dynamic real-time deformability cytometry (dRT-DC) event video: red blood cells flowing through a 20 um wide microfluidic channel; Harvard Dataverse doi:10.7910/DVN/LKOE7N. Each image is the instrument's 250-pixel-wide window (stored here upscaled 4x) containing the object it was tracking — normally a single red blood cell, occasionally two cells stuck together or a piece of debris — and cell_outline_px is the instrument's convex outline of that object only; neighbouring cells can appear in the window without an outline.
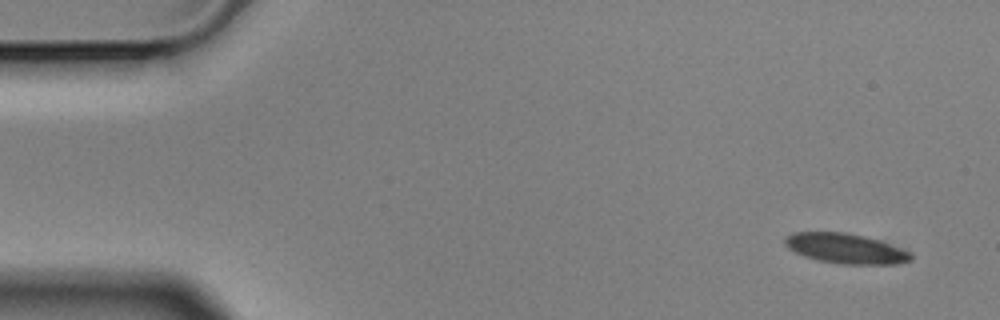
{"species": "Egyptian fruit bat (a non-hibernating species)", "species_latin": "Rousettus aegyptiacus", "temperature_condition": "cold", "stored_images_in_passage": 5, "camera_frame_rate_fps": 3000, "um_per_image_px": 0.085, "animal": {"sex": "male"}, "frame": {"image": 1, "passage_image": 1, "time_ms": 0.0, "image_size_px": [1000, 320], "cell_outline_px": [[912, 260], [896, 264], [840, 264], [816, 260], [804, 256], [788, 248], [784, 244], [784, 240], [792, 232], [844, 232], [864, 236], [900, 248], [908, 252], [912, 256]], "centroid_in_image_um": [71.83, 21.13], "position_along_channel_um": 13.2, "area_um2": 21.79}}
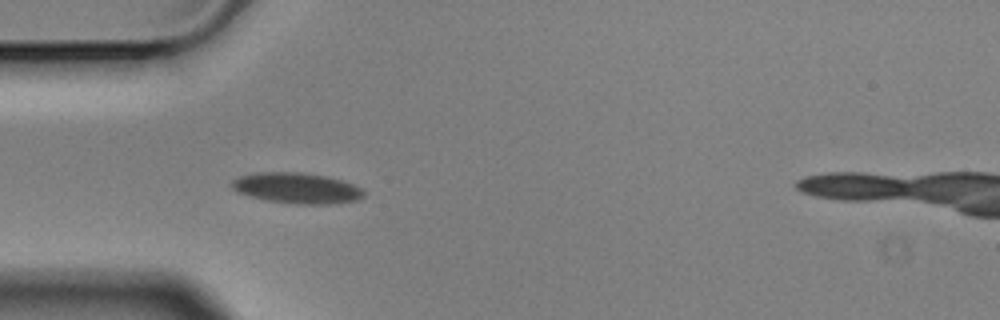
{"frame": {"image": 2, "passage_image": 4, "time_ms": 1.0, "image_size_px": [1000, 320], "cell_outline_px": [[364, 196], [360, 200], [332, 204], [296, 204], [268, 200], [252, 196], [240, 192], [232, 188], [232, 180], [240, 176], [256, 172], [300, 172], [324, 176], [340, 180], [352, 184], [360, 188], [364, 192]], "centroid_in_image_um": [25.26, 15.99], "position_along_channel_um": 59.7, "area_um2": 23.35}}
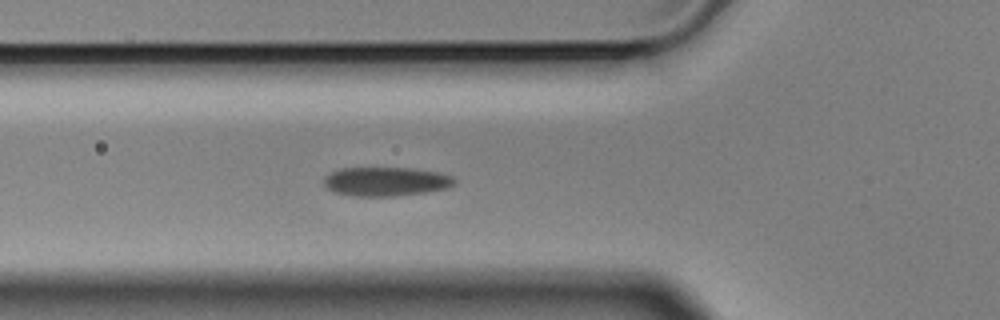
{"frame": {"image": 3, "passage_image": 5, "time_ms": 1.333, "image_size_px": [1000, 320], "cell_outline_px": [[456, 184], [448, 188], [424, 192], [396, 196], [352, 196], [332, 192], [324, 184], [324, 176], [340, 168], [412, 168], [436, 172], [452, 176], [456, 180]], "centroid_in_image_um": [32.79, 15.43], "position_along_channel_um": 93.0, "area_um2": 22.14}}